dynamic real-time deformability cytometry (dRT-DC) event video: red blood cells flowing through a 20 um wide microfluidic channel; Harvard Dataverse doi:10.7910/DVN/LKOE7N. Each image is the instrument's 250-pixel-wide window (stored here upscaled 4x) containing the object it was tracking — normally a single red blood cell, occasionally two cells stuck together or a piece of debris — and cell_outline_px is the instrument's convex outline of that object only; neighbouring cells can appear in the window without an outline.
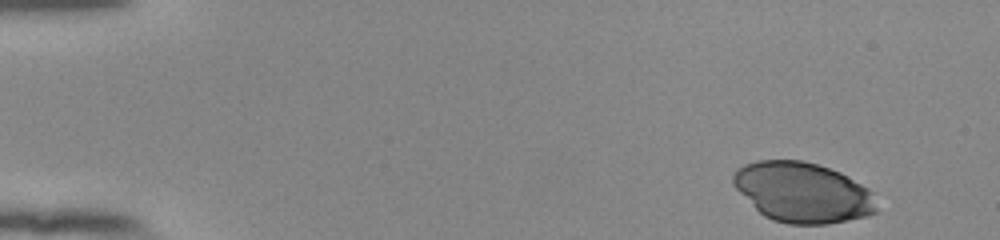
{"species": "human", "species_latin": "Homo sapiens", "temperature_condition": "room temperature", "stored_images_in_passage": 50, "camera_frame_rate_fps": 3000, "um_per_image_px": 0.085, "donor": {"sex": "female"}, "frame": {"image": 1, "passage_image": 1, "time_ms": 0.0, "image_size_px": [1000, 240], "cell_outline_px": [[876, 212], [868, 216], [828, 224], [788, 224], [772, 220], [764, 216], [732, 184], [732, 176], [736, 168], [744, 164], [756, 160], [800, 160], [816, 164], [840, 172], [868, 188], [872, 192], [876, 208]], "centroid_in_image_um": [68.21, 16.35], "position_along_channel_um": 16.8, "area_um2": 50.17}}